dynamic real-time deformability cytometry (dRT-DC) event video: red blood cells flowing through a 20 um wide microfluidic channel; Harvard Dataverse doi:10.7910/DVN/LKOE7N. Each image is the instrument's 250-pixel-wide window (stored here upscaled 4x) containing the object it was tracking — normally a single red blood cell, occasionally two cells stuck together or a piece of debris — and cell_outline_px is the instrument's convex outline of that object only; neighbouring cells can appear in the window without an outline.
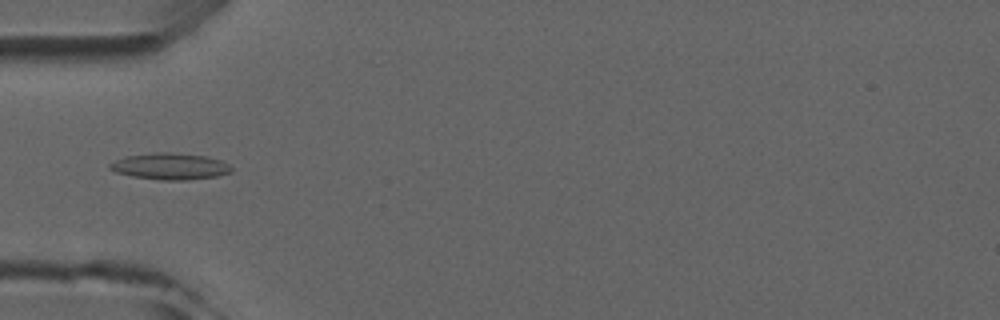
{"species": "common noctule bat (a hibernating species)", "species_latin": "Nyctalus noctula", "temperature_condition": "room temperature", "stored_images_in_passage": 4, "camera_frame_rate_fps": 3000, "um_per_image_px": 0.085, "animal": {"sex": "male", "forearm_length_mm": 52.5}, "frame": {"image": 1, "passage_image": 3, "time_ms": 2.333, "image_size_px": [1000, 320], "cell_outline_px": [[232, 172], [216, 176], [184, 180], [160, 180], [132, 176], [116, 172], [108, 168], [108, 164], [124, 156], [156, 152], [168, 152], [208, 156], [220, 160], [228, 164], [232, 168]], "centroid_in_image_um": [14.44, 14.13], "position_along_channel_um": 70.6, "area_um2": 18.79}}
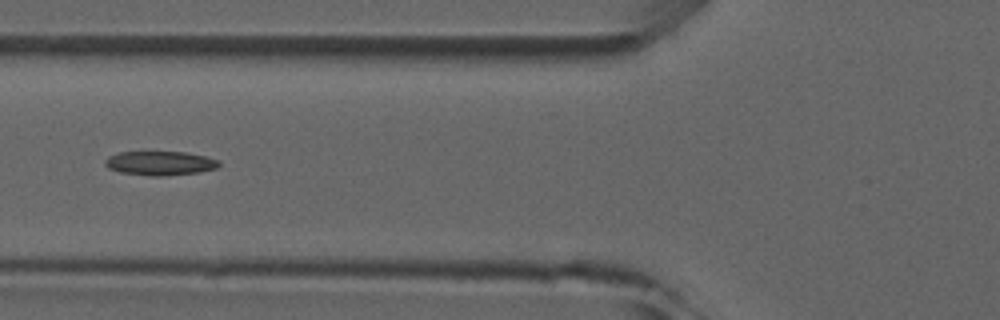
{"frame": {"image": 2, "passage_image": 4, "time_ms": 3.333, "image_size_px": [1000, 320], "cell_outline_px": [[220, 164], [216, 168], [200, 172], [164, 176], [152, 176], [120, 172], [108, 168], [104, 164], [104, 160], [108, 156], [120, 152], [144, 148], [188, 152], [208, 156], [220, 160]], "centroid_in_image_um": [13.58, 13.8], "position_along_channel_um": 112.2, "area_um2": 17.17}}